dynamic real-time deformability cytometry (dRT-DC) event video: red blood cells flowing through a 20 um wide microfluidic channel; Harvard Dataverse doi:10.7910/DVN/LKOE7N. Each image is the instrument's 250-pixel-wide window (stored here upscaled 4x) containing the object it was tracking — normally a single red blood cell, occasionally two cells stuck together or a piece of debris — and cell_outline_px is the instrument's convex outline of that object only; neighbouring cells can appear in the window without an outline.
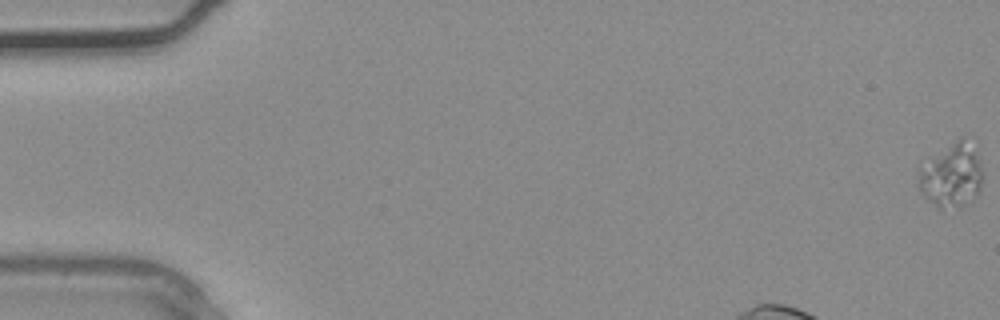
{"species": "common noctule bat (a hibernating species)", "species_latin": "Nyctalus noctula", "temperature_condition": "warm", "stored_images_in_passage": 30, "camera_frame_rate_fps": 3000, "um_per_image_px": 0.085, "animal": {"sex": "male", "body_mass_g": 20.4}, "frame": {"image": 1, "passage_image": 1, "time_ms": 0.0, "image_size_px": [1000, 320], "cell_outline_px": [[980, 188], [972, 200], [960, 204], [940, 208], [924, 196], [920, 192], [920, 172], [932, 160], [960, 136], [964, 136], [976, 140], [980, 164]], "centroid_in_image_um": [80.98, 14.83], "position_along_channel_um": 4.0, "area_um2": 22.83}}